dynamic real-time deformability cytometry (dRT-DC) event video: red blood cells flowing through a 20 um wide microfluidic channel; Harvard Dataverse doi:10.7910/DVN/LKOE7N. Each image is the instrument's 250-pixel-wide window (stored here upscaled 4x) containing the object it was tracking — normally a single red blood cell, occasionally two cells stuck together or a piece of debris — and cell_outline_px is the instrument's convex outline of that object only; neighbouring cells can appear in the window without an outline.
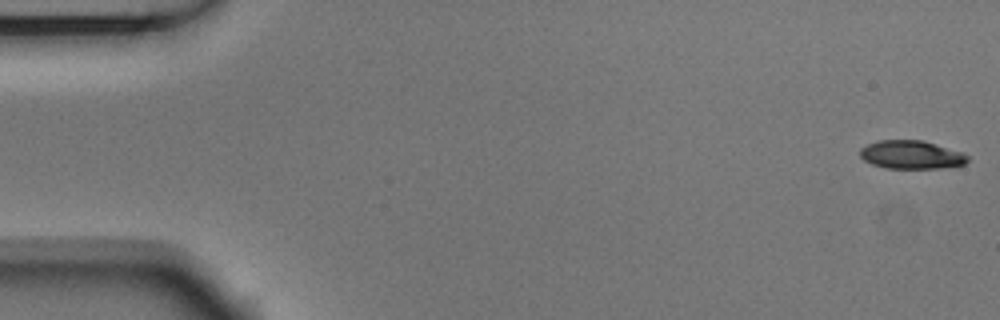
{"species": "Egyptian fruit bat (a non-hibernating species)", "species_latin": "Rousettus aegyptiacus", "temperature_condition": "room temperature", "stored_images_in_passage": 4, "camera_frame_rate_fps": 3000, "um_per_image_px": 0.085, "animal": {"sex": "male"}, "frame": {"image": 1, "passage_image": 1, "time_ms": 0.0, "image_size_px": [1000, 320], "cell_outline_px": [[968, 160], [964, 164], [952, 168], [888, 168], [872, 164], [864, 160], [860, 156], [860, 148], [876, 140], [924, 140], [960, 152], [968, 156]], "centroid_in_image_um": [77.46, 13.15], "position_along_channel_um": 7.5, "area_um2": 17.8}}
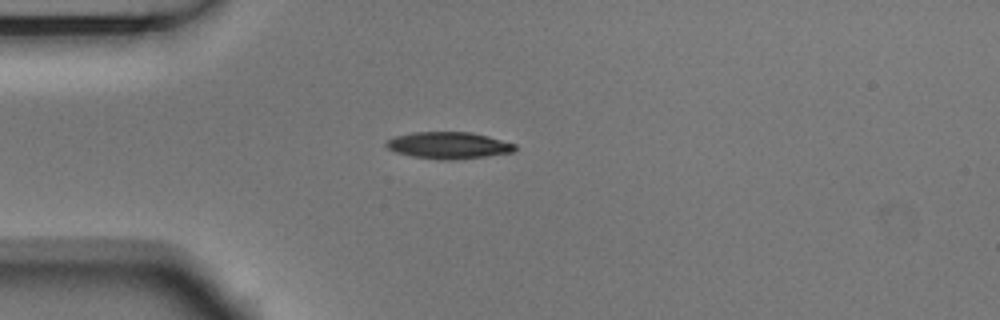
{"frame": {"image": 2, "passage_image": 4, "time_ms": 1.0, "image_size_px": [1000, 320], "cell_outline_px": [[516, 148], [512, 152], [484, 156], [452, 160], [440, 160], [412, 156], [396, 152], [388, 148], [384, 144], [384, 140], [396, 136], [412, 132], [472, 132], [488, 136], [516, 144]], "centroid_in_image_um": [38.09, 12.35], "position_along_channel_um": 46.9, "area_um2": 20.06}}